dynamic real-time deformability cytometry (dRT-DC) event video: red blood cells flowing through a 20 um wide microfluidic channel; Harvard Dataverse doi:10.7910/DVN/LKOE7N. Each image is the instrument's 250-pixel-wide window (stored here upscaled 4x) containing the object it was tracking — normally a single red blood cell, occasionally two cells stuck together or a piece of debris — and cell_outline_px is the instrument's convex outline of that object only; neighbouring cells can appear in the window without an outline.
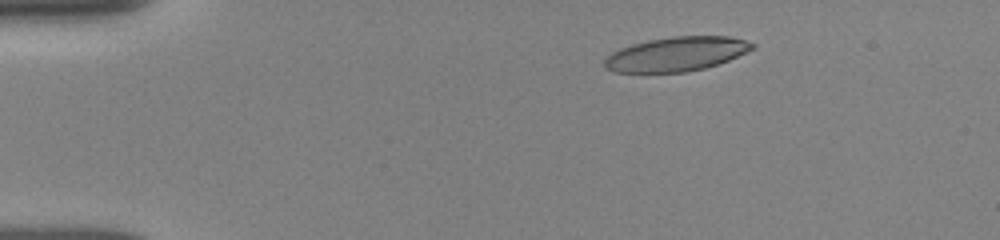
{"species": "human", "species_latin": "Homo sapiens", "temperature_condition": "room temperature", "stored_images_in_passage": 48, "camera_frame_rate_fps": 3000, "um_per_image_px": 0.085, "donor": {"sex": "female"}, "frame": {"image": 1, "passage_image": 9, "time_ms": 2.333, "image_size_px": [1000, 240], "cell_outline_px": [[756, 48], [728, 60], [704, 68], [684, 72], [612, 72], [604, 68], [604, 60], [612, 52], [620, 48], [632, 44], [648, 40], [672, 36], [728, 36], [744, 40], [756, 44]], "centroid_in_image_um": [57.48, 4.59], "position_along_channel_um": 27.5, "area_um2": 29.48}}
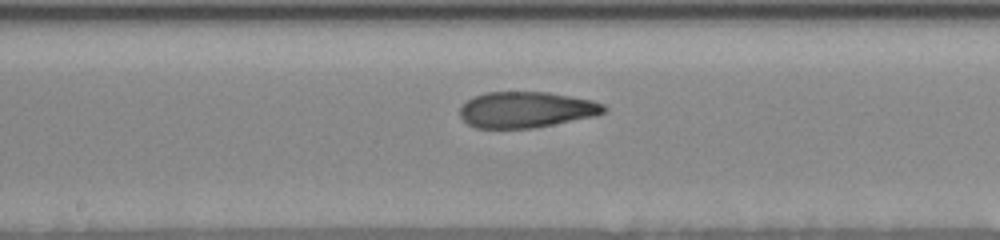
{"frame": {"image": 2, "passage_image": 30, "time_ms": 8.667, "image_size_px": [1000, 240], "cell_outline_px": [[608, 108], [604, 112], [596, 116], [532, 128], [476, 128], [468, 124], [460, 116], [460, 104], [472, 96], [488, 92], [548, 92], [592, 100], [604, 104]], "centroid_in_image_um": [44.71, 9.32], "position_along_channel_um": 203.5, "area_um2": 30.35}}
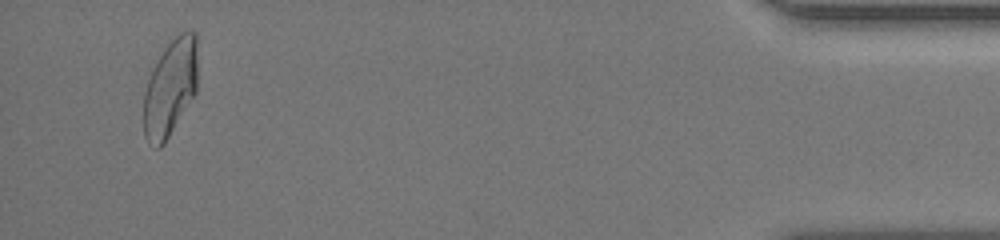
{"frame": {"image": 3, "passage_image": 47, "time_ms": 16.0, "image_size_px": [1000, 240], "cell_outline_px": [[196, 92], [164, 144], [160, 148], [156, 148], [144, 136], [144, 92], [148, 80], [160, 56], [168, 44], [180, 32], [196, 32]], "centroid_in_image_um": [14.47, 7.5], "position_along_channel_um": 420.7, "area_um2": 29.82}, "authors_computed_cell_mechanics": {"area_um2": 30.4317, "velocity_mm_per_s": 3.8969, "shape_relaxation_time_tau1_ms": 8.5548, "shape_relaxation_time_tau2_ms": 1.9976, "deformation_change_tau1": 0.2517, "deformation_change_tau2": 0.0977}}